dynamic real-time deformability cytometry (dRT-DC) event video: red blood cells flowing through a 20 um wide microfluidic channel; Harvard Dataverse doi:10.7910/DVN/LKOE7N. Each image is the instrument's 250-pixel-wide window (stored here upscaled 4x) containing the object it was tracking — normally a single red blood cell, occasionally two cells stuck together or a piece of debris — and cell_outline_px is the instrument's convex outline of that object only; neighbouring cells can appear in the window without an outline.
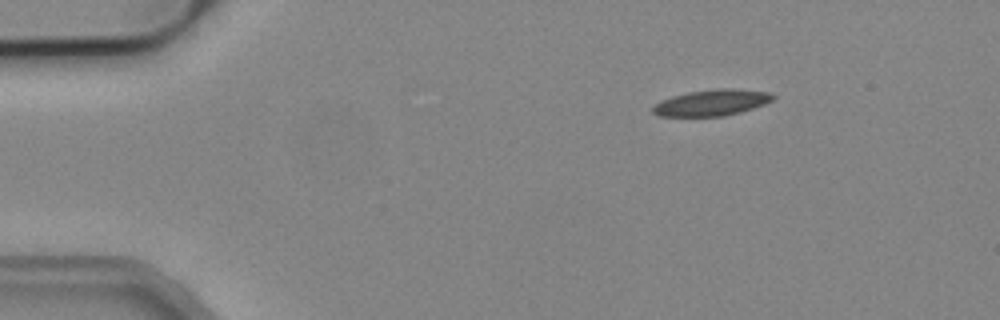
{"species": "common noctule bat (a hibernating species)", "species_latin": "Nyctalus noctula", "temperature_condition": "cold", "stored_images_in_passage": 4, "camera_frame_rate_fps": 3000, "um_per_image_px": 0.085, "animal": {"sex": "male", "body_mass_g": 19.2, "forearm_length_mm": 51.8}, "frame": {"image": 1, "passage_image": 1, "time_ms": 0.0, "image_size_px": [1000, 320], "cell_outline_px": [[776, 96], [772, 100], [764, 104], [740, 112], [724, 116], [660, 116], [652, 112], [652, 108], [660, 100], [672, 96], [688, 92], [716, 88], [732, 88], [768, 92]], "centroid_in_image_um": [60.49, 8.72], "position_along_channel_um": 24.5, "area_um2": 18.26}}
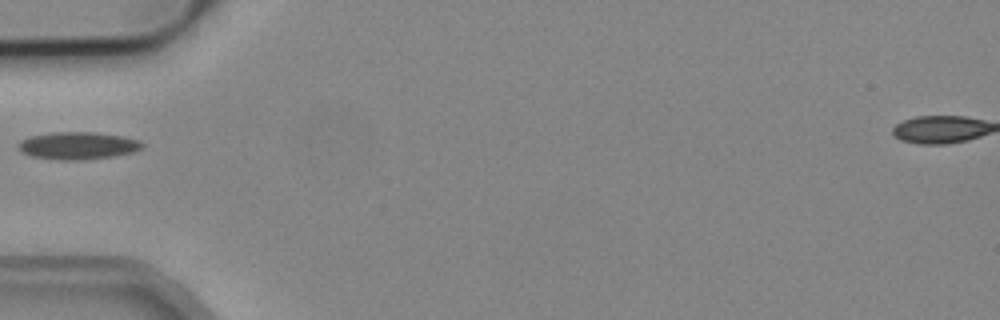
{"frame": {"image": 2, "passage_image": 4, "time_ms": 1.0, "image_size_px": [1000, 320], "cell_outline_px": [[144, 148], [136, 152], [112, 156], [80, 160], [60, 160], [32, 156], [20, 152], [16, 144], [20, 140], [28, 136], [52, 132], [96, 132], [124, 136], [140, 140], [144, 144]], "centroid_in_image_um": [6.62, 12.37], "position_along_channel_um": 78.4, "area_um2": 20.17}}